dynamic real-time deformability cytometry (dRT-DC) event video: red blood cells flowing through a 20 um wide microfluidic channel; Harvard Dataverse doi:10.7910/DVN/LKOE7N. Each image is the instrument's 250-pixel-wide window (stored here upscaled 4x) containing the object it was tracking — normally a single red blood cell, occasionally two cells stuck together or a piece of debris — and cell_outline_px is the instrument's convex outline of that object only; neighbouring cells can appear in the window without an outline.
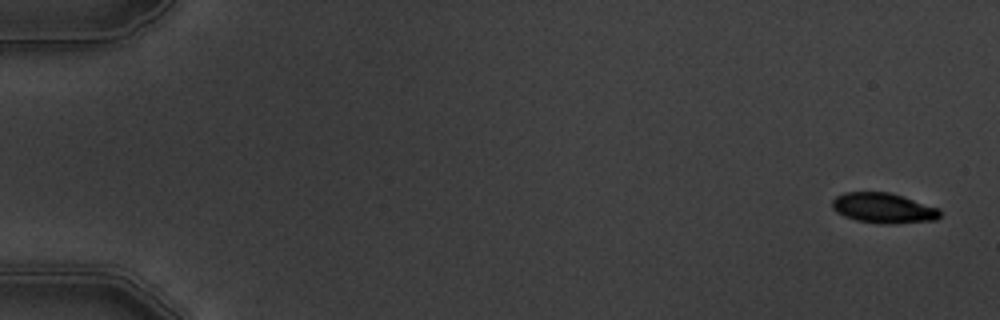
{"species": "common noctule bat (a hibernating species)", "species_latin": "Nyctalus noctula", "temperature_condition": "warm", "stored_images_in_passage": 5, "camera_frame_rate_fps": 3000, "um_per_image_px": 0.085, "animal": {"sex": "male", "body_mass_g": 19.5, "forearm_length_mm": 54.6}, "frame": {"image": 1, "passage_image": 1, "time_ms": 0.0, "image_size_px": [1000, 320], "cell_outline_px": [[940, 216], [936, 220], [892, 224], [888, 224], [856, 220], [844, 216], [836, 212], [832, 208], [832, 200], [836, 196], [844, 192], [888, 192], [904, 196], [940, 208]], "centroid_in_image_um": [75.1, 17.68], "position_along_channel_um": 9.9, "area_um2": 19.07}}
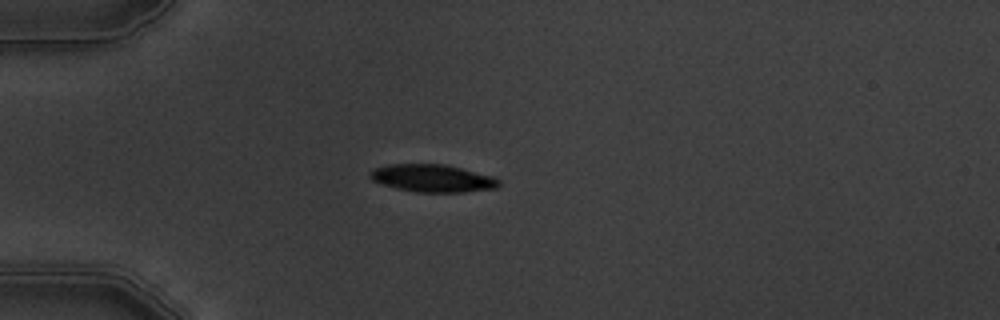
{"frame": {"image": 2, "passage_image": 5, "time_ms": 4.667, "image_size_px": [1000, 320], "cell_outline_px": [[500, 184], [496, 188], [464, 192], [416, 192], [396, 188], [372, 180], [368, 176], [368, 172], [372, 168], [388, 164], [444, 164], [496, 176], [500, 180]], "centroid_in_image_um": [36.77, 15.14], "position_along_channel_um": 48.2, "area_um2": 20.92}}